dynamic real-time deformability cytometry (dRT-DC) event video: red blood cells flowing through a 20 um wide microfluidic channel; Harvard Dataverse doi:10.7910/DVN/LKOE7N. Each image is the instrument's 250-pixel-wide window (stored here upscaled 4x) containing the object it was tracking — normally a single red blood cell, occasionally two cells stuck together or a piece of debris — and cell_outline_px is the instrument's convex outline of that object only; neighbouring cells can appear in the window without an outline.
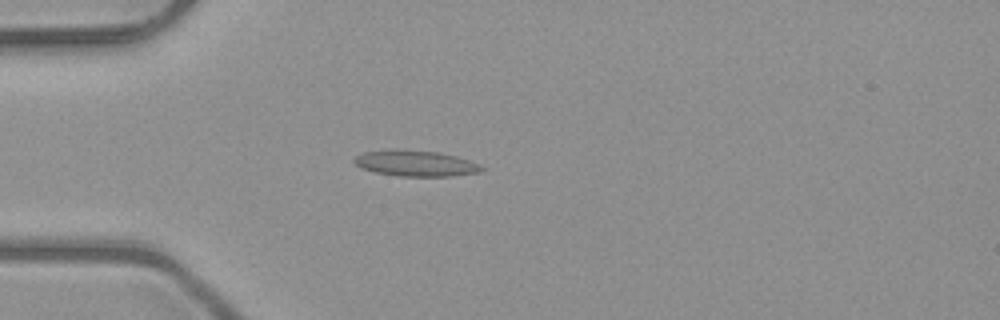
{"species": "common noctule bat (a hibernating species)", "species_latin": "Nyctalus noctula", "temperature_condition": "room temperature", "stored_images_in_passage": 51, "camera_frame_rate_fps": 3000, "um_per_image_px": 0.085, "animal": {"sex": "male", "body_mass_g": 23.1, "forearm_length_mm": 52.7}, "frame": {"image": 1, "passage_image": 14, "time_ms": 4.333, "image_size_px": [1000, 320], "cell_outline_px": [[488, 168], [480, 172], [452, 176], [400, 176], [372, 172], [360, 168], [352, 160], [356, 156], [364, 152], [388, 148], [404, 148], [440, 152], [456, 156], [480, 164]], "centroid_in_image_um": [35.31, 13.86], "position_along_channel_um": 49.7, "area_um2": 19.83}}
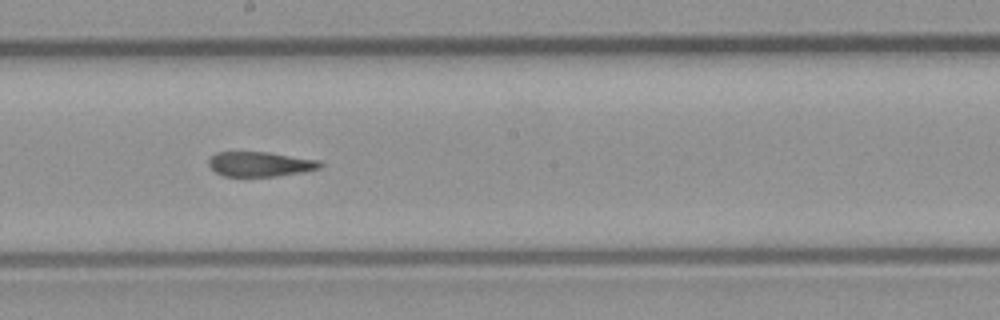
{"frame": {"image": 2, "passage_image": 28, "time_ms": 9.0, "image_size_px": [1000, 320], "cell_outline_px": [[324, 164], [320, 168], [300, 172], [276, 176], [224, 176], [216, 172], [208, 164], [208, 160], [216, 152], [268, 152], [320, 160]], "centroid_in_image_um": [22.12, 13.94], "position_along_channel_um": 226.1, "area_um2": 16.01}}
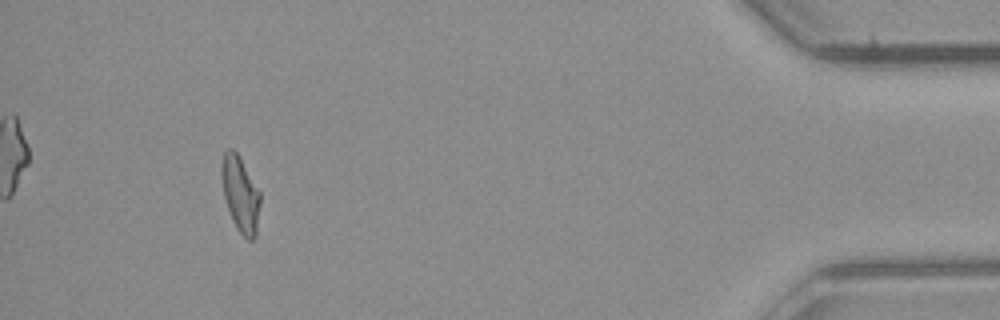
{"frame": {"image": 3, "passage_image": 47, "time_ms": 15.333, "image_size_px": [1000, 320], "cell_outline_px": [[260, 204], [256, 236], [252, 240], [248, 240], [236, 228], [228, 208], [224, 196], [224, 152], [228, 148], [232, 148], [236, 152], [260, 192]], "centroid_in_image_um": [20.49, 16.59], "position_along_channel_um": 414.7, "area_um2": 16.13}, "authors_computed_cell_mechanics": {"area_um2": 17.5134, "velocity_mm_per_s": 4.0559, "shape_relaxation_time_tau1_ms": null, "shape_relaxation_time_tau2_ms": 2.648, "deformation_change_tau1": null, "deformation_change_tau2": 0.098}}